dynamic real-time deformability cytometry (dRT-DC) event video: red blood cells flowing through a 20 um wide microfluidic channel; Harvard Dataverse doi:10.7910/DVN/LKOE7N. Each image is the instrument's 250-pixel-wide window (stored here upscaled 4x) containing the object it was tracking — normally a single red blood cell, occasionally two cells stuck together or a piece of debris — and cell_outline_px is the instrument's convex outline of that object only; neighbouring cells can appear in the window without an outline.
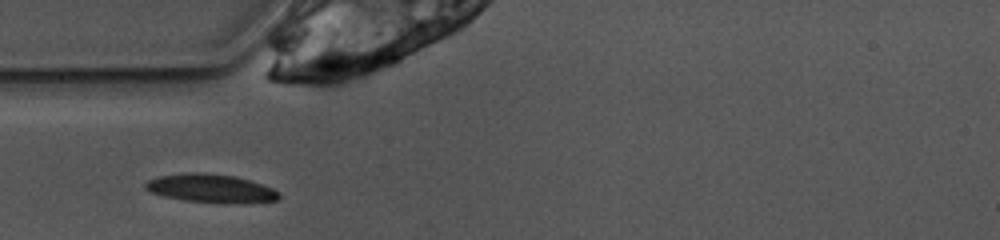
{"species": "common noctule bat (a hibernating species)", "species_latin": "Nyctalus noctula", "temperature_condition": "warm", "stored_images_in_passage": 25, "camera_frame_rate_fps": 3000, "um_per_image_px": 0.085, "animal": {"sex": "female", "body_mass_g": 10.0, "forearm_length_mm": 53.1}, "frame": {"image": 1, "passage_image": 1, "time_ms": 0.0, "image_size_px": [1000, 240], "cell_outline_px": [[280, 196], [276, 200], [228, 204], [224, 204], [184, 200], [164, 196], [152, 192], [144, 188], [144, 184], [148, 180], [160, 176], [192, 172], [204, 172], [236, 176], [272, 188], [280, 192]], "centroid_in_image_um": [17.92, 16.01], "position_along_channel_um": 67.1, "area_um2": 22.08}}
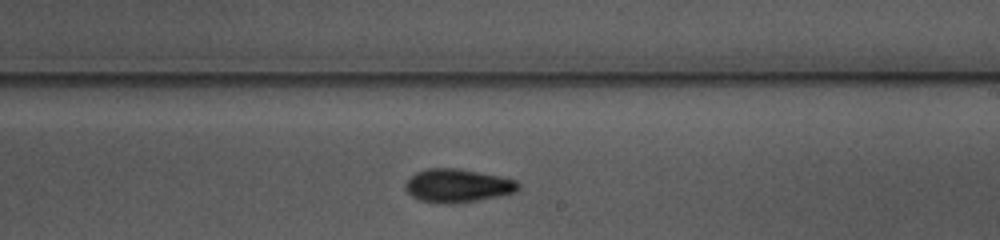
{"frame": {"image": 2, "passage_image": 15, "time_ms": 4.667, "image_size_px": [1000, 240], "cell_outline_px": [[520, 188], [516, 192], [476, 200], [448, 204], [444, 204], [420, 200], [412, 196], [408, 192], [408, 180], [416, 172], [428, 168], [456, 168], [500, 176], [516, 180], [520, 184]], "centroid_in_image_um": [38.93, 15.77], "position_along_channel_um": 250.1, "area_um2": 21.56}}
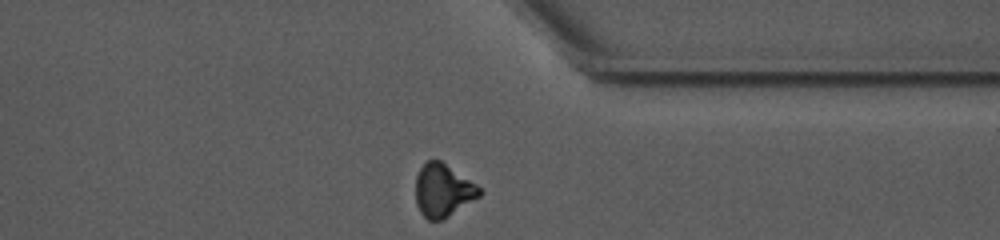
{"frame": {"image": 3, "passage_image": 25, "time_ms": 8.0, "image_size_px": [1000, 240], "cell_outline_px": [[480, 196], [444, 220], [428, 220], [420, 212], [416, 204], [416, 176], [420, 168], [428, 160], [440, 160], [476, 184], [480, 188]], "centroid_in_image_um": [37.64, 16.21], "position_along_channel_um": 373.8, "area_um2": 19.59}}